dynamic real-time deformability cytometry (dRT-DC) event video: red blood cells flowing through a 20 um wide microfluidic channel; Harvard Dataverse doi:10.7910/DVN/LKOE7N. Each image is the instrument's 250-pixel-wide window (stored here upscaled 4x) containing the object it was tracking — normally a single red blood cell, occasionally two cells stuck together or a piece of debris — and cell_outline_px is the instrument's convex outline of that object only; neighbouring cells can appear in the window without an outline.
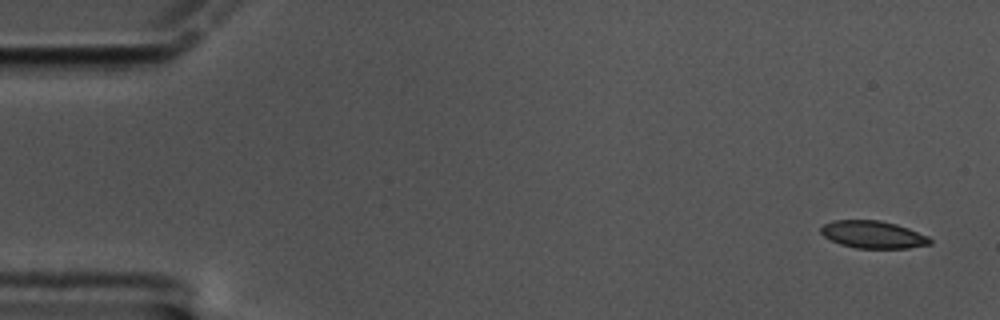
{"species": "common noctule bat (a hibernating species)", "species_latin": "Nyctalus noctula", "temperature_condition": "cold", "stored_images_in_passage": 57, "camera_frame_rate_fps": 3000, "um_per_image_px": 0.085, "animal": {"sex": "male", "body_mass_g": 17.5, "forearm_length_mm": 52.3}, "frame": {"image": 1, "passage_image": 1, "time_ms": 0.0, "image_size_px": [1000, 320], "cell_outline_px": [[932, 244], [908, 248], [856, 248], [840, 244], [824, 236], [820, 232], [820, 228], [824, 224], [832, 220], [880, 220], [896, 224], [908, 228], [928, 236], [932, 240]], "centroid_in_image_um": [74.21, 19.93], "position_along_channel_um": 10.8, "area_um2": 17.46}}
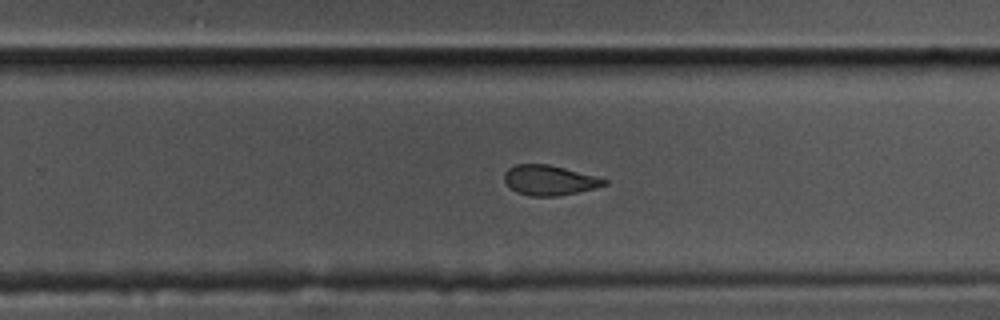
{"frame": {"image": 2, "passage_image": 36, "time_ms": 11.667, "image_size_px": [1000, 320], "cell_outline_px": [[608, 184], [596, 188], [556, 196], [528, 196], [516, 192], [504, 180], [504, 172], [508, 168], [516, 164], [548, 164], [596, 176], [608, 180]], "centroid_in_image_um": [46.69, 15.32], "position_along_channel_um": 283.1, "area_um2": 17.4}}
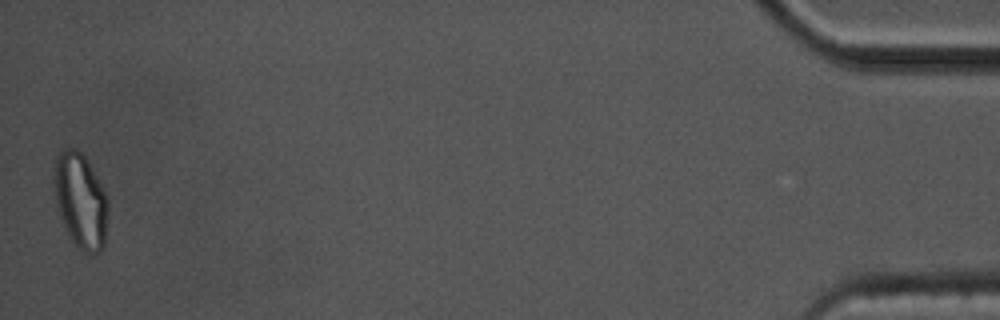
{"frame": {"image": 3, "passage_image": 57, "time_ms": 18.667, "image_size_px": [1000, 320], "cell_outline_px": [[108, 212], [104, 248], [96, 256], [92, 256], [84, 252], [68, 236], [60, 220], [56, 204], [52, 180], [52, 176], [56, 156], [64, 148], [76, 148], [84, 156], [96, 176], [108, 200]], "centroid_in_image_um": [6.82, 17.1], "position_along_channel_um": 428.4, "area_um2": 30.46}, "authors_computed_cell_mechanics": {"area_um2": 18.6694, "velocity_mm_per_s": 3.4011, "shape_relaxation_time_tau1_ms": 5.0973, "shape_relaxation_time_tau2_ms": 6.3609, "deformation_change_tau1": 0.1648, "deformation_change_tau2": 0.1155}}